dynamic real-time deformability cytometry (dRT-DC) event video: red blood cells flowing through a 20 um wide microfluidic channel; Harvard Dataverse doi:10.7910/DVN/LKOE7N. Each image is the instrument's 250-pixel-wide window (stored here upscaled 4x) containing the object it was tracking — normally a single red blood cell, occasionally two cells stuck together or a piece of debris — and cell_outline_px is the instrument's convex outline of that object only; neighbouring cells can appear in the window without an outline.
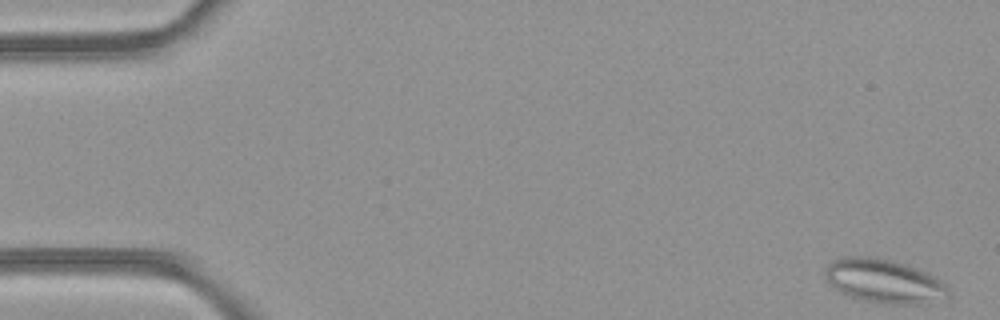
{"species": "common noctule bat (a hibernating species)", "species_latin": "Nyctalus noctula", "temperature_condition": "room temperature", "stored_images_in_passage": 50, "camera_frame_rate_fps": 3000, "um_per_image_px": 0.085, "animal": {"sex": "female", "body_mass_g": 21.9}, "frame": {"image": 1, "passage_image": 1, "time_ms": 0.0, "image_size_px": [1000, 320], "cell_outline_px": [[948, 296], [916, 304], [888, 304], [864, 300], [840, 292], [828, 284], [824, 276], [824, 268], [832, 260], [844, 256], [868, 256], [892, 260], [928, 272], [940, 280], [948, 288]], "centroid_in_image_um": [75.06, 23.86], "position_along_channel_um": 9.9, "area_um2": 31.33}}
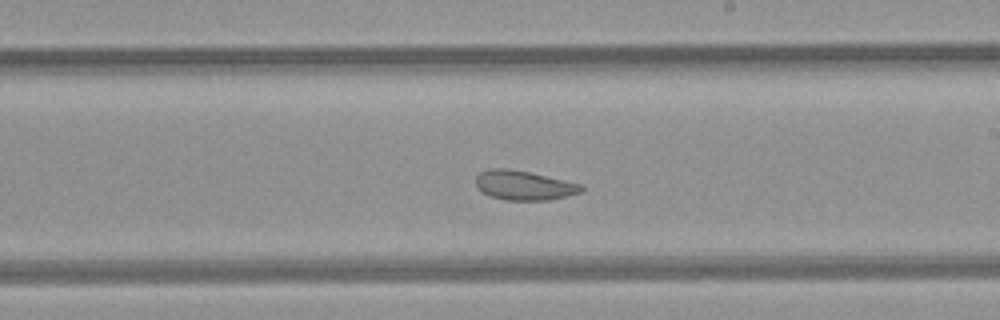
{"frame": {"image": 2, "passage_image": 28, "time_ms": 9.0, "image_size_px": [1000, 320], "cell_outline_px": [[584, 192], [568, 196], [548, 200], [504, 200], [492, 196], [476, 188], [476, 176], [480, 172], [492, 168], [508, 168], [528, 172], [584, 184]], "centroid_in_image_um": [44.58, 15.75], "position_along_channel_um": 244.4, "area_um2": 18.21}}
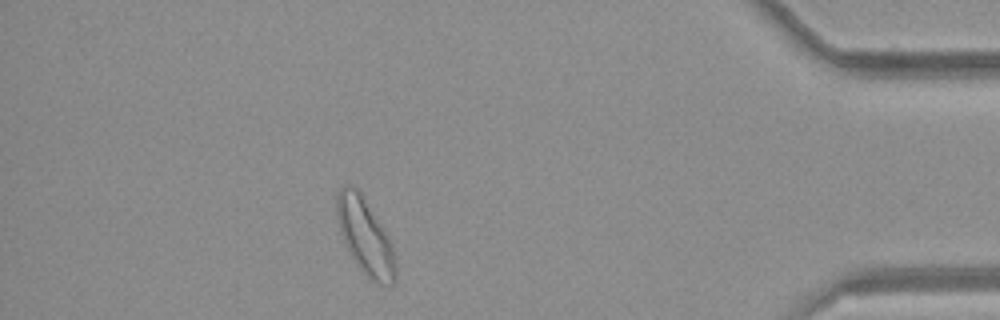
{"frame": {"image": 3, "passage_image": 43, "time_ms": 14.0, "image_size_px": [1000, 320], "cell_outline_px": [[396, 280], [392, 284], [376, 284], [368, 280], [356, 264], [340, 232], [336, 216], [336, 196], [340, 188], [344, 184], [352, 184], [360, 192], [388, 236], [392, 244], [396, 260]], "centroid_in_image_um": [31.04, 20.12], "position_along_channel_um": 404.2, "area_um2": 26.07}, "authors_computed_cell_mechanics": {"area_um2": 24.3627, "velocity_mm_per_s": 4.2064, "shape_relaxation_time_tau1_ms": null, "shape_relaxation_time_tau2_ms": 2.1623, "deformation_change_tau1": null, "deformation_change_tau2": 0.0756}}